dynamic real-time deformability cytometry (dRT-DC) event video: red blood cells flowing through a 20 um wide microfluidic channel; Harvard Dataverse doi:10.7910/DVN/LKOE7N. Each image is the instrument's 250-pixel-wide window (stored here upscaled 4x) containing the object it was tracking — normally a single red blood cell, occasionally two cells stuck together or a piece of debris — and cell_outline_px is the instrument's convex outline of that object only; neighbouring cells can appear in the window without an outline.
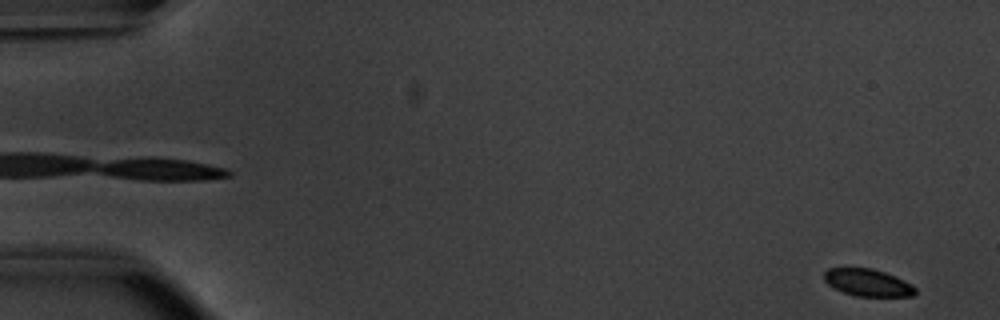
{"species": "common noctule bat (a hibernating species)", "species_latin": "Nyctalus noctula", "temperature_condition": "warm", "stored_images_in_passage": 53, "camera_frame_rate_fps": 3000, "um_per_image_px": 0.085, "animal": {"sex": "male", "body_mass_g": 20.1, "forearm_length_mm": 53.5}, "frame": {"image": 1, "passage_image": 1, "time_ms": 0.0, "image_size_px": [1000, 320], "cell_outline_px": [[916, 292], [912, 296], [856, 296], [832, 288], [824, 280], [824, 272], [828, 268], [872, 268], [884, 272], [904, 280], [912, 284], [916, 288]], "centroid_in_image_um": [73.74, 24.02], "position_along_channel_um": 11.3, "area_um2": 14.45}}
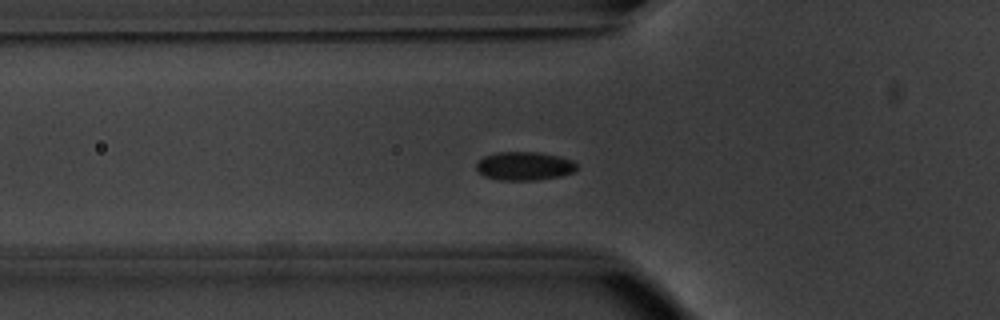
{"frame": {"image": 2, "passage_image": 18, "time_ms": 5.667, "image_size_px": [1000, 320], "cell_outline_px": [[580, 164], [572, 172], [560, 176], [536, 180], [500, 180], [484, 176], [476, 168], [476, 164], [484, 156], [496, 152], [540, 152], [560, 156], [572, 160]], "centroid_in_image_um": [44.59, 14.1], "position_along_channel_um": 81.2, "area_um2": 16.76}}
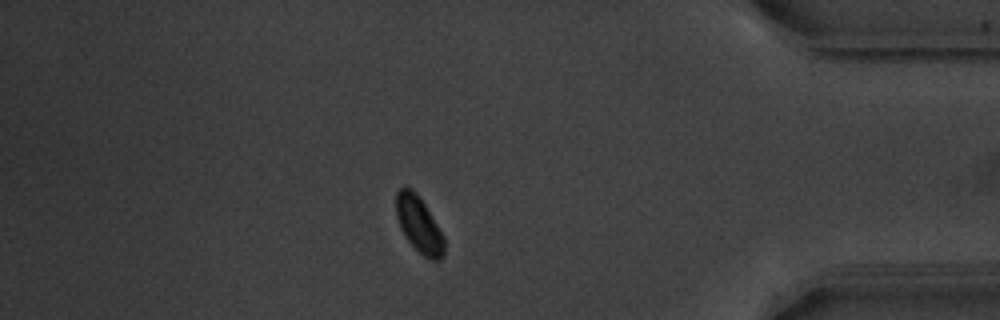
{"frame": {"image": 3, "passage_image": 46, "time_ms": 15.0, "image_size_px": [1000, 320], "cell_outline_px": [[444, 252], [440, 260], [432, 260], [424, 256], [408, 240], [400, 228], [396, 216], [396, 192], [404, 184], [412, 188], [416, 192], [424, 204], [444, 236]], "centroid_in_image_um": [35.59, 19.04], "position_along_channel_um": 399.6, "area_um2": 15.61}}